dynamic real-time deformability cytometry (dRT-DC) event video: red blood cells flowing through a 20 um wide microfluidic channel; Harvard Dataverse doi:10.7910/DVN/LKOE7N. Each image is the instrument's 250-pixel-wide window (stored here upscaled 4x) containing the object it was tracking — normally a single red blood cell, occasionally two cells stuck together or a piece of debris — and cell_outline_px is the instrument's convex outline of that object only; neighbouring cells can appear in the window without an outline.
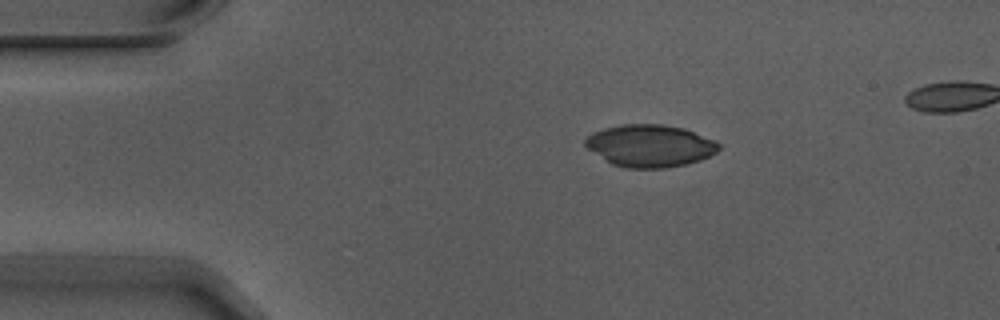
{"species": "Egyptian fruit bat (a non-hibernating species)", "species_latin": "Rousettus aegyptiacus", "temperature_condition": "warm", "stored_images_in_passage": 5, "camera_frame_rate_fps": 3000, "um_per_image_px": 0.085, "animal": {"sex": "male"}, "frame": {"image": 1, "passage_image": 1, "time_ms": 0.0, "image_size_px": [1000, 320], "cell_outline_px": [[720, 148], [716, 152], [700, 160], [688, 164], [664, 168], [624, 168], [612, 164], [604, 160], [588, 148], [584, 144], [584, 140], [592, 132], [604, 128], [620, 124], [664, 124], [684, 128], [716, 140], [720, 144]], "centroid_in_image_um": [55.25, 12.38], "position_along_channel_um": 29.7, "area_um2": 33.12}}